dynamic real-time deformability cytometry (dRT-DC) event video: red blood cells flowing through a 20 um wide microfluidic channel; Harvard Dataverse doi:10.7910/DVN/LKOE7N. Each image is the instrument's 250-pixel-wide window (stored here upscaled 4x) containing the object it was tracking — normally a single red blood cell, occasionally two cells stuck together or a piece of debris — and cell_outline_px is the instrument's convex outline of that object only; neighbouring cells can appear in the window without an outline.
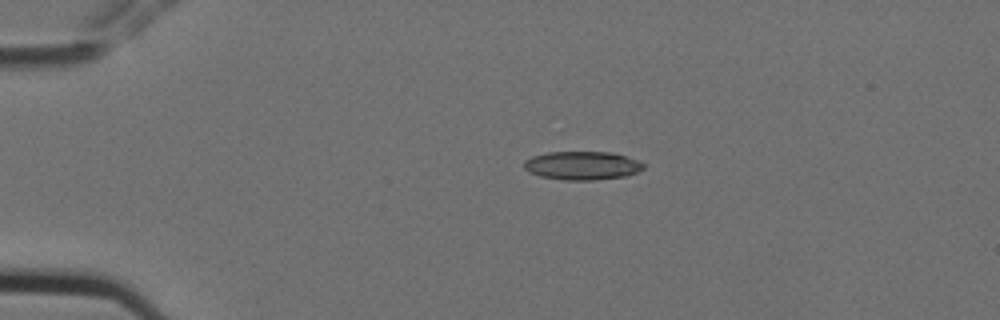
{"species": "Egyptian fruit bat (a non-hibernating species)", "species_latin": "Rousettus aegyptiacus", "temperature_condition": "cold", "stored_images_in_passage": 2, "camera_frame_rate_fps": 3000, "um_per_image_px": 0.085, "animal": {"sex": "female"}, "frame": {"image": 1, "passage_image": 1, "time_ms": 0.0, "image_size_px": [1000, 320], "cell_outline_px": [[644, 168], [640, 172], [628, 176], [592, 180], [564, 180], [540, 176], [528, 172], [524, 168], [524, 160], [532, 156], [548, 152], [612, 152], [640, 160], [644, 164]], "centroid_in_image_um": [49.52, 14.07], "position_along_channel_um": 35.5, "area_um2": 20.11}}